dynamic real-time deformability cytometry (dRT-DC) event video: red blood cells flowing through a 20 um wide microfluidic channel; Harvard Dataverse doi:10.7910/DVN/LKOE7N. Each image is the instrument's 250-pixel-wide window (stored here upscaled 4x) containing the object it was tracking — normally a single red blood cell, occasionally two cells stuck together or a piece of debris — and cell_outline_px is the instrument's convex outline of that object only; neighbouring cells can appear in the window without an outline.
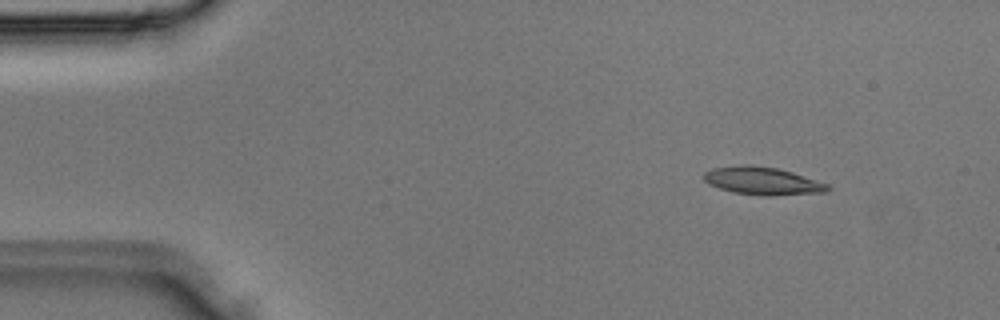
{"species": "Egyptian fruit bat (a non-hibernating species)", "species_latin": "Rousettus aegyptiacus", "temperature_condition": "room temperature", "stored_images_in_passage": 4, "camera_frame_rate_fps": 3000, "um_per_image_px": 0.085, "animal": {"sex": "male"}, "frame": {"image": 1, "passage_image": 2, "time_ms": 0.333, "image_size_px": [1000, 320], "cell_outline_px": [[832, 188], [828, 192], [772, 196], [764, 196], [732, 192], [708, 184], [704, 180], [704, 172], [712, 168], [740, 164], [752, 164], [776, 168], [792, 172], [828, 184]], "centroid_in_image_um": [64.81, 15.38], "position_along_channel_um": 20.2, "area_um2": 20.29}}
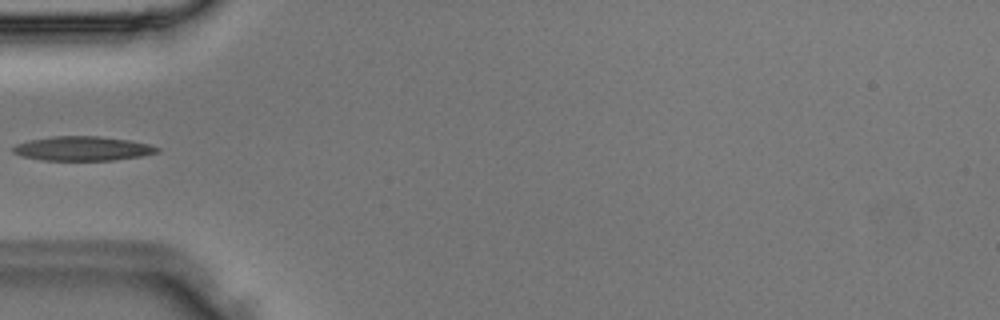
{"frame": {"image": 2, "passage_image": 4, "time_ms": 1.0, "image_size_px": [1000, 320], "cell_outline_px": [[160, 152], [140, 156], [112, 160], [44, 160], [20, 156], [12, 152], [12, 148], [16, 144], [28, 140], [52, 136], [100, 136], [128, 140], [148, 144], [160, 148]], "centroid_in_image_um": [6.99, 12.62], "position_along_channel_um": 78.0, "area_um2": 20.4}}